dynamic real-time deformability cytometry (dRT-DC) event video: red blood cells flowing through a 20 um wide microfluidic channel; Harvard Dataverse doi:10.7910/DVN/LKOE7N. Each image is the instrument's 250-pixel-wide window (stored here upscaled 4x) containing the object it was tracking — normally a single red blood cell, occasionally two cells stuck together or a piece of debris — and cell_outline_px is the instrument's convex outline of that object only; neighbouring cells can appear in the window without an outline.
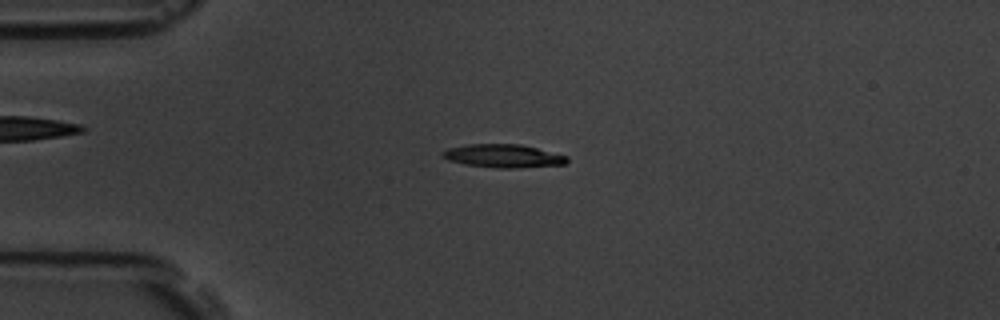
{"species": "common noctule bat (a hibernating species)", "species_latin": "Nyctalus noctula", "temperature_condition": "room temperature", "stored_images_in_passage": 4, "camera_frame_rate_fps": 3000, "um_per_image_px": 0.085, "animal": {"sex": "male", "body_mass_g": 19.5, "forearm_length_mm": 54.6}, "frame": {"image": 1, "passage_image": 3, "time_ms": 2.333, "image_size_px": [1000, 320], "cell_outline_px": [[568, 160], [564, 164], [516, 168], [496, 168], [464, 164], [448, 160], [440, 156], [440, 152], [448, 148], [468, 144], [520, 144], [568, 156]], "centroid_in_image_um": [42.72, 13.25], "position_along_channel_um": 42.3, "area_um2": 16.88}}